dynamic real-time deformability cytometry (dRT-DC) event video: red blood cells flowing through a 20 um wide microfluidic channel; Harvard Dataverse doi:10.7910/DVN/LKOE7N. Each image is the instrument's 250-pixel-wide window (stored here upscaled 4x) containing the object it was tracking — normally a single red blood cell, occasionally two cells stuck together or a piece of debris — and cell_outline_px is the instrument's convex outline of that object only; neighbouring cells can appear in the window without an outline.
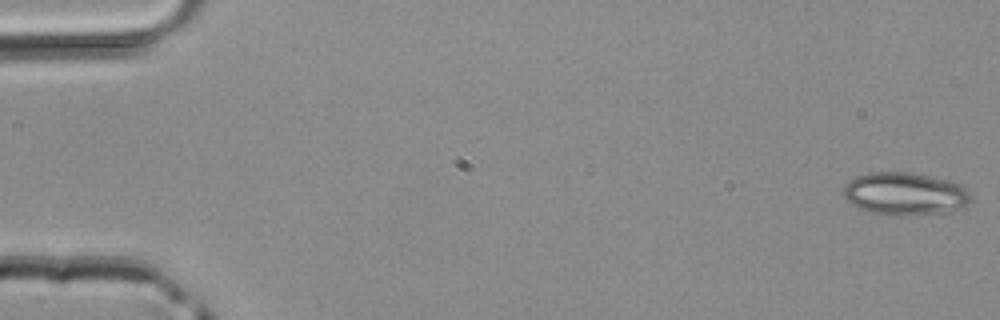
{"species": "common noctule bat (a hibernating species)", "species_latin": "Nyctalus noctula", "temperature_condition": "room temperature", "stored_images_in_passage": 4, "camera_frame_rate_fps": 3000, "um_per_image_px": 0.085, "animal": {"sex": "male", "body_mass_g": 20.4}, "frame": {"image": 1, "passage_image": 1, "time_ms": 0.0, "image_size_px": [1000, 320], "cell_outline_px": [[972, 200], [952, 212], [908, 216], [888, 216], [868, 212], [852, 204], [844, 196], [844, 184], [848, 180], [856, 176], [872, 172], [912, 172], [932, 176], [948, 180], [960, 184], [972, 196]], "centroid_in_image_um": [76.92, 16.48], "position_along_channel_um": 8.1, "area_um2": 32.19}}
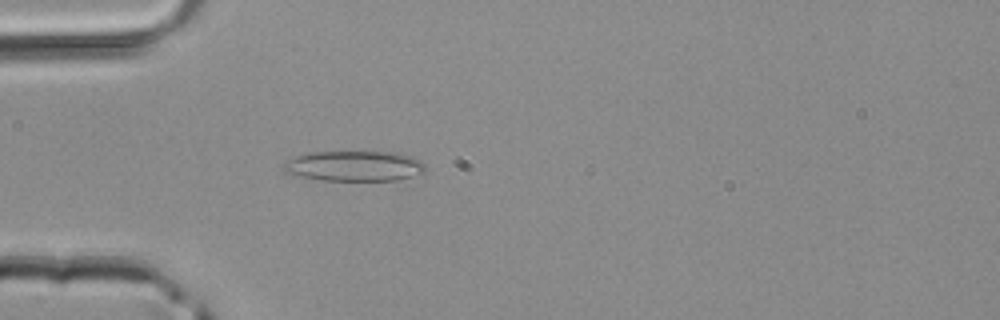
{"frame": {"image": 2, "passage_image": 4, "time_ms": 1.0, "image_size_px": [1000, 320], "cell_outline_px": [[424, 172], [400, 180], [320, 180], [300, 176], [284, 172], [280, 168], [280, 164], [296, 156], [308, 152], [404, 152], [416, 156], [424, 164]], "centroid_in_image_um": [30.12, 14.1], "position_along_channel_um": 54.9, "area_um2": 25.43}}